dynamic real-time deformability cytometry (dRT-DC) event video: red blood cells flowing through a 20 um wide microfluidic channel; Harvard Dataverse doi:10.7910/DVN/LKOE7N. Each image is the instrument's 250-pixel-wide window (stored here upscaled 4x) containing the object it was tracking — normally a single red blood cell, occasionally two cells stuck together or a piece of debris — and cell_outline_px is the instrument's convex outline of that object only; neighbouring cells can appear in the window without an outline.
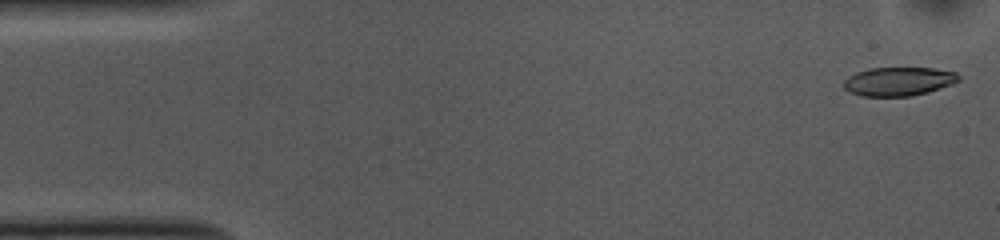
{"species": "common noctule bat (a hibernating species)", "species_latin": "Nyctalus noctula", "temperature_condition": "cold", "stored_images_in_passage": 52, "camera_frame_rate_fps": 3000, "um_per_image_px": 0.085, "animal": {"sex": "female", "body_mass_g": 10.0, "forearm_length_mm": 53.1}, "frame": {"image": 1, "passage_image": 1, "time_ms": 0.0, "image_size_px": [1000, 240], "cell_outline_px": [[960, 80], [952, 84], [928, 92], [912, 96], [860, 96], [848, 92], [844, 88], [844, 80], [848, 76], [856, 72], [868, 68], [932, 68], [956, 72], [960, 76]], "centroid_in_image_um": [76.36, 6.92], "position_along_channel_um": 8.6, "area_um2": 19.36}}
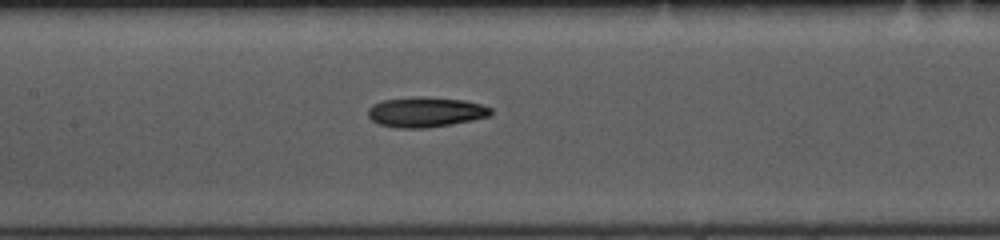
{"frame": {"image": 2, "passage_image": 23, "time_ms": 7.333, "image_size_px": [1000, 240], "cell_outline_px": [[492, 112], [488, 116], [472, 120], [452, 124], [428, 128], [396, 128], [380, 124], [372, 120], [368, 116], [368, 108], [372, 104], [384, 100], [416, 96], [420, 96], [464, 100], [480, 104], [492, 108]], "centroid_in_image_um": [36.16, 9.52], "position_along_channel_um": 171.2, "area_um2": 21.56}}
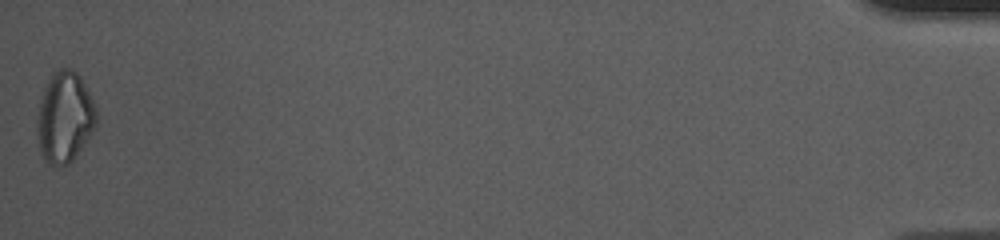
{"frame": {"image": 3, "passage_image": 52, "time_ms": 17.0, "image_size_px": [1000, 240], "cell_outline_px": [[96, 124], [84, 144], [72, 160], [68, 164], [52, 164], [40, 152], [36, 132], [36, 116], [40, 100], [44, 88], [52, 72], [60, 68], [68, 68], [76, 72], [80, 76], [96, 108]], "centroid_in_image_um": [5.47, 9.93], "position_along_channel_um": 429.7, "area_um2": 30.98}, "authors_computed_cell_mechanics": {"area_um2": 21.097, "velocity_mm_per_s": 3.7155, "shape_relaxation_time_tau1_ms": 6.1721, "shape_relaxation_time_tau2_ms": null, "deformation_change_tau1": 0.1673, "deformation_change_tau2": null}}